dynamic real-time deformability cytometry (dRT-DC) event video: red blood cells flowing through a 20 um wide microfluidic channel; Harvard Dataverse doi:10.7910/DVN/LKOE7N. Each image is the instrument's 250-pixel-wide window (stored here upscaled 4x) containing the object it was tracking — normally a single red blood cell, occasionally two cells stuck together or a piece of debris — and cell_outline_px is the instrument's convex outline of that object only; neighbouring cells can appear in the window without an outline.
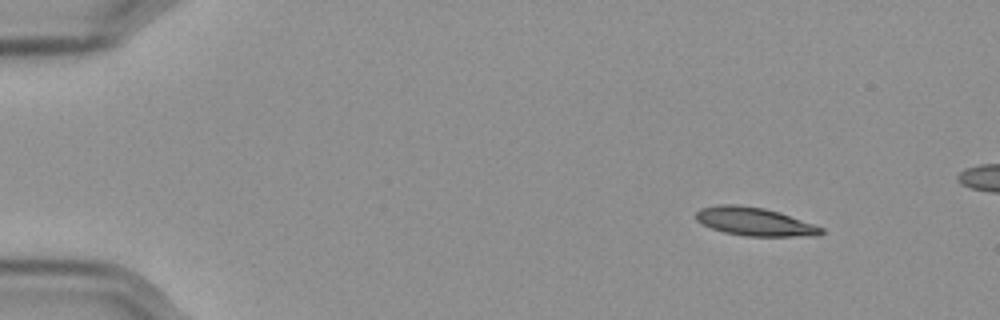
{"species": "Egyptian fruit bat (a non-hibernating species)", "species_latin": "Rousettus aegyptiacus", "temperature_condition": "cold", "stored_images_in_passage": 18, "camera_frame_rate_fps": 3000, "um_per_image_px": 0.085, "frame": {"image": 1, "passage_image": 6, "time_ms": 1.667, "image_size_px": [1000, 320], "cell_outline_px": [[824, 232], [820, 236], [744, 236], [724, 232], [712, 228], [696, 220], [696, 212], [700, 208], [716, 204], [736, 204], [764, 208], [780, 212], [824, 228]], "centroid_in_image_um": [64.15, 18.83], "position_along_channel_um": 20.8, "area_um2": 20.75}}